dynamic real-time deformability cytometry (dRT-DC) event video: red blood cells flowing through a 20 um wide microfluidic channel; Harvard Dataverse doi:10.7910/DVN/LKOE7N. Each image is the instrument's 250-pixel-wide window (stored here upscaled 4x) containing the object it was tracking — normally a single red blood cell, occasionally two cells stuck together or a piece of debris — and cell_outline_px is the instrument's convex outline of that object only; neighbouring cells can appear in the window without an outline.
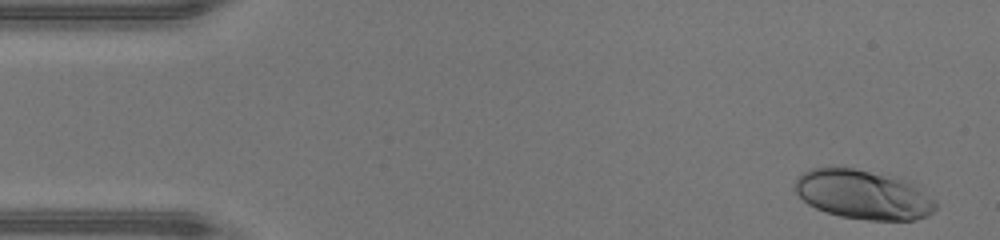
{"species": "human", "species_latin": "Homo sapiens", "temperature_condition": "warm", "stored_images_in_passage": 46, "camera_frame_rate_fps": 3000, "um_per_image_px": 0.085, "donor": {"sex": "male"}, "frame": {"image": 1, "passage_image": 2, "time_ms": 0.333, "image_size_px": [1000, 240], "cell_outline_px": [[936, 208], [932, 212], [916, 220], [868, 220], [840, 216], [824, 212], [808, 204], [792, 188], [796, 176], [812, 168], [832, 164], [900, 176], [912, 184], [932, 200], [936, 204]], "centroid_in_image_um": [73.27, 16.49], "position_along_channel_um": 11.7, "area_um2": 41.04}}
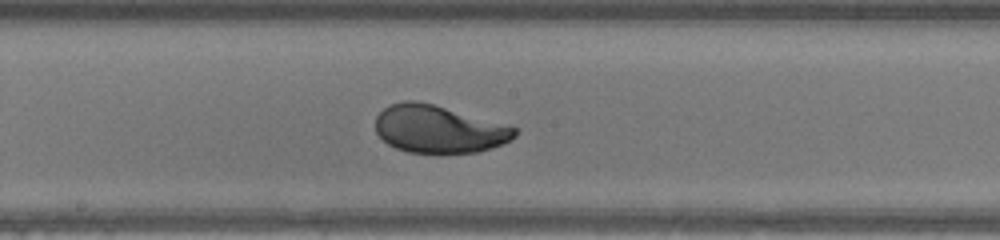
{"frame": {"image": 2, "passage_image": 24, "time_ms": 7.667, "image_size_px": [1000, 240], "cell_outline_px": [[520, 128], [516, 136], [500, 144], [476, 152], [444, 156], [440, 156], [408, 152], [396, 148], [388, 144], [376, 132], [376, 116], [388, 104], [404, 100], [416, 100], [432, 104]], "centroid_in_image_um": [37.27, 11.01], "position_along_channel_um": 210.9, "area_um2": 39.25}}
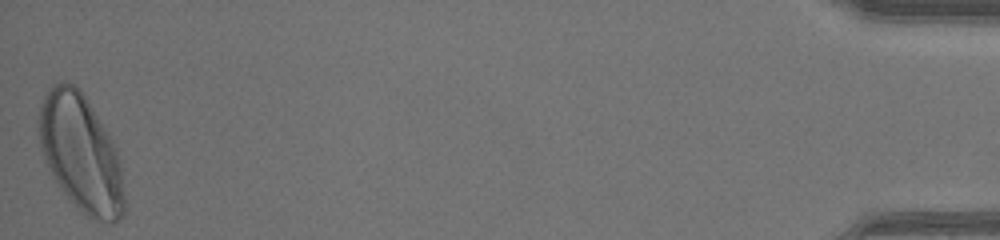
{"frame": {"image": 3, "passage_image": 46, "time_ms": 15.0, "image_size_px": [1000, 240], "cell_outline_px": [[124, 212], [120, 220], [112, 224], [108, 224], [96, 220], [88, 216], [72, 204], [56, 184], [44, 160], [40, 148], [40, 104], [48, 88], [52, 84], [72, 84], [80, 88], [108, 132], [116, 148], [120, 160], [124, 196]], "centroid_in_image_um": [6.89, 13.08], "position_along_channel_um": 428.3, "area_um2": 58.38}, "authors_computed_cell_mechanics": {"area_um2": 39.6219, "velocity_mm_per_s": 4.3999, "shape_relaxation_time_tau1_ms": 2.0567, "shape_relaxation_time_tau2_ms": null, "deformation_change_tau1": 0.169, "deformation_change_tau2": null}}